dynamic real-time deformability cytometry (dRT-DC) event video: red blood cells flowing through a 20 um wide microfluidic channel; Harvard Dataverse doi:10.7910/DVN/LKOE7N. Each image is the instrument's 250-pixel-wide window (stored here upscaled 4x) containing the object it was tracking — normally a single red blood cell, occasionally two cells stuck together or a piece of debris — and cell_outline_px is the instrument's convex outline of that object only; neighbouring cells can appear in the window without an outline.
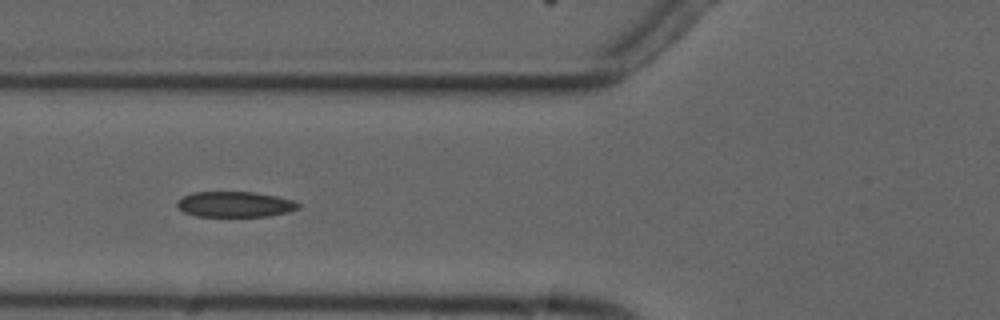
{"species": "common noctule bat (a hibernating species)", "species_latin": "Nyctalus noctula", "temperature_condition": "cold", "stored_images_in_passage": 10, "camera_frame_rate_fps": 3000, "um_per_image_px": 0.085, "animal": {"sex": "male", "forearm_length_mm": 52.5}, "frame": {"image": 1, "passage_image": 6, "time_ms": 7.0, "image_size_px": [1000, 320], "cell_outline_px": [[300, 208], [288, 212], [268, 216], [196, 216], [184, 212], [176, 208], [176, 200], [192, 192], [256, 192], [276, 196], [292, 200], [300, 204]], "centroid_in_image_um": [19.94, 17.36], "position_along_channel_um": 105.9, "area_um2": 18.15}}
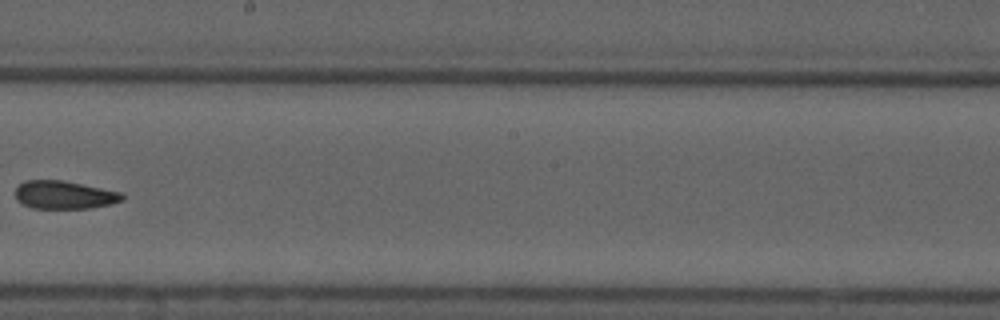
{"frame": {"image": 2, "passage_image": 9, "time_ms": 10.667, "image_size_px": [1000, 320], "cell_outline_px": [[124, 200], [112, 204], [92, 208], [32, 208], [16, 200], [16, 188], [24, 180], [64, 180], [120, 192], [124, 196]], "centroid_in_image_um": [5.47, 16.56], "position_along_channel_um": 242.7, "area_um2": 17.51}}
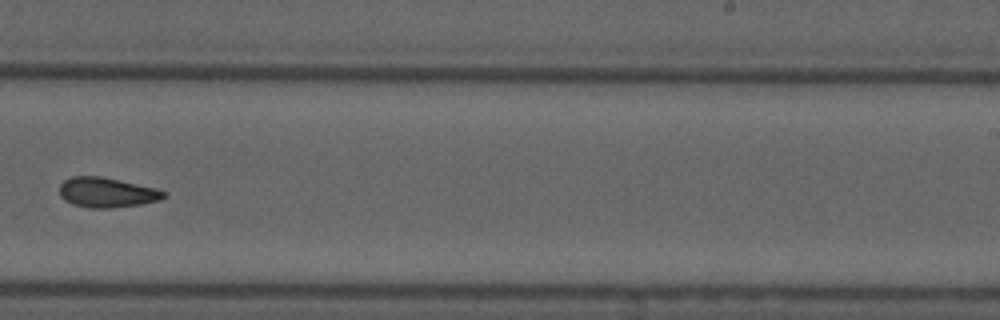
{"frame": {"image": 3, "passage_image": 10, "time_ms": 11.667, "image_size_px": [1000, 320], "cell_outline_px": [[168, 196], [160, 200], [140, 204], [108, 208], [88, 208], [72, 204], [64, 200], [60, 196], [60, 184], [64, 180], [72, 176], [104, 176], [156, 188], [168, 192]], "centroid_in_image_um": [9.1, 16.35], "position_along_channel_um": 279.9, "area_um2": 18.44}}